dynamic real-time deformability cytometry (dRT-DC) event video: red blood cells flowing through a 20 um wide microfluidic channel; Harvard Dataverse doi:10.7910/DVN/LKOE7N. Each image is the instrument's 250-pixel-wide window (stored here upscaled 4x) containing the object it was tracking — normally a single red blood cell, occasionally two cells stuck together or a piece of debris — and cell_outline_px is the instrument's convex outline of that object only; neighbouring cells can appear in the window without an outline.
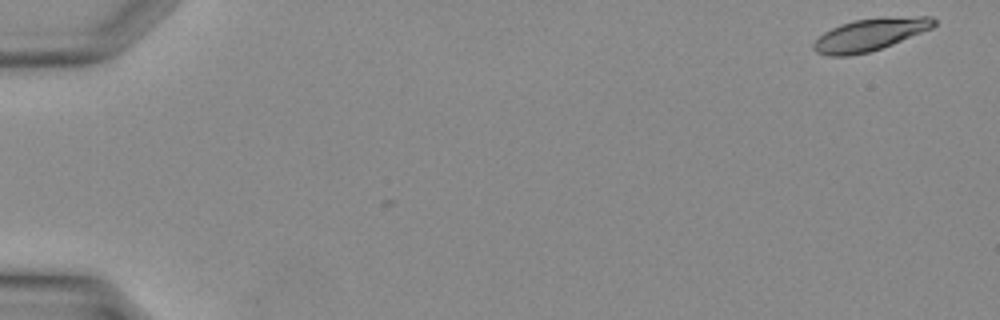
{"species": "Egyptian fruit bat (a non-hibernating species)", "species_latin": "Rousettus aegyptiacus", "temperature_condition": "warm", "stored_images_in_passage": 38, "camera_frame_rate_fps": 3000, "um_per_image_px": 0.085, "animal": {"sex": "female"}, "frame": {"image": 1, "passage_image": 1, "time_ms": 0.0, "image_size_px": [1000, 320], "cell_outline_px": [[936, 24], [932, 28], [892, 44], [868, 52], [848, 56], [828, 56], [816, 52], [812, 48], [812, 44], [824, 32], [840, 24], [852, 20], [884, 16], [932, 16], [936, 20]], "centroid_in_image_um": [73.95, 2.92], "position_along_channel_um": 11.0, "area_um2": 22.83}}
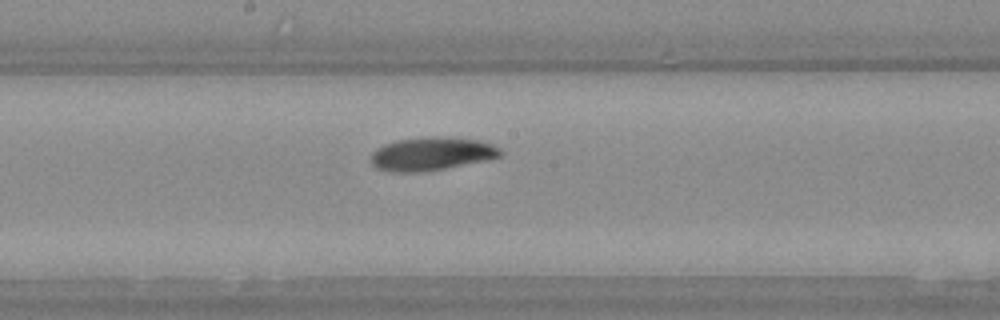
{"frame": {"image": 2, "passage_image": 21, "time_ms": 6.667, "image_size_px": [1000, 320], "cell_outline_px": [[504, 152], [500, 156], [488, 160], [444, 168], [420, 172], [392, 172], [376, 168], [372, 164], [372, 152], [376, 148], [384, 144], [396, 140], [428, 136], [440, 136], [480, 140], [492, 144], [500, 148]], "centroid_in_image_um": [36.69, 13.06], "position_along_channel_um": 211.5, "area_um2": 25.26}}
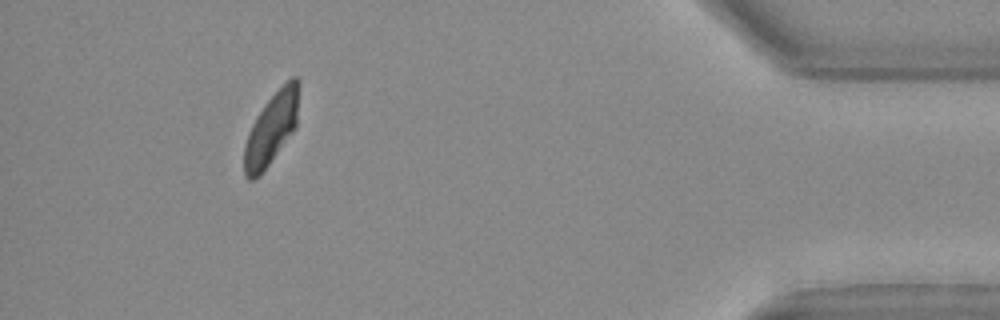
{"frame": {"image": 3, "passage_image": 35, "time_ms": 11.333, "image_size_px": [1000, 320], "cell_outline_px": [[300, 84], [296, 128], [268, 164], [252, 180], [248, 180], [244, 176], [244, 144], [248, 132], [256, 116], [264, 104], [292, 76], [296, 76], [300, 80]], "centroid_in_image_um": [23.08, 10.88], "position_along_channel_um": 412.1, "area_um2": 22.66}}